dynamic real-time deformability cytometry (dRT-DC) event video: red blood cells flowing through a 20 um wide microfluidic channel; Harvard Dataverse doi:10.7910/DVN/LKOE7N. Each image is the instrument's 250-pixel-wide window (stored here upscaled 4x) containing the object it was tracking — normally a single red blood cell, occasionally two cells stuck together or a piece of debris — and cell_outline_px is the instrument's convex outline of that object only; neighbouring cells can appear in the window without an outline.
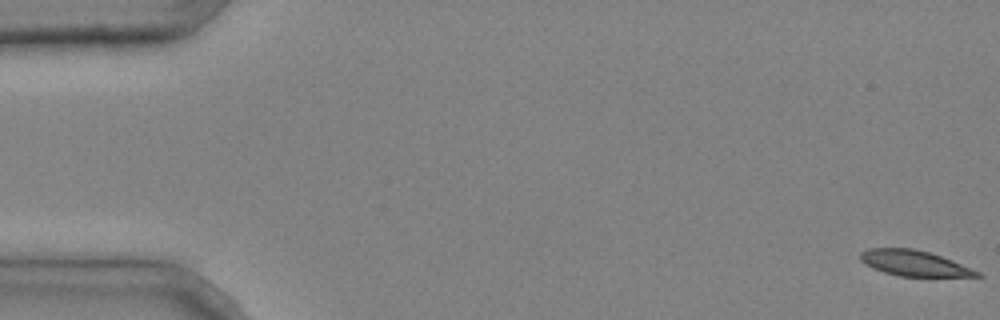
{"species": "common noctule bat (a hibernating species)", "species_latin": "Nyctalus noctula", "temperature_condition": "cold", "stored_images_in_passage": 3, "camera_frame_rate_fps": 3000, "um_per_image_px": 0.085, "animal": {"sex": "male", "body_mass_g": 20.4}, "frame": {"image": 1, "passage_image": 1, "time_ms": 0.0, "image_size_px": [1000, 320], "cell_outline_px": [[984, 276], [900, 276], [884, 272], [872, 268], [860, 260], [860, 252], [868, 248], [912, 248], [928, 252], [952, 260], [980, 272]], "centroid_in_image_um": [77.67, 22.36], "position_along_channel_um": 7.3, "area_um2": 17.17}}